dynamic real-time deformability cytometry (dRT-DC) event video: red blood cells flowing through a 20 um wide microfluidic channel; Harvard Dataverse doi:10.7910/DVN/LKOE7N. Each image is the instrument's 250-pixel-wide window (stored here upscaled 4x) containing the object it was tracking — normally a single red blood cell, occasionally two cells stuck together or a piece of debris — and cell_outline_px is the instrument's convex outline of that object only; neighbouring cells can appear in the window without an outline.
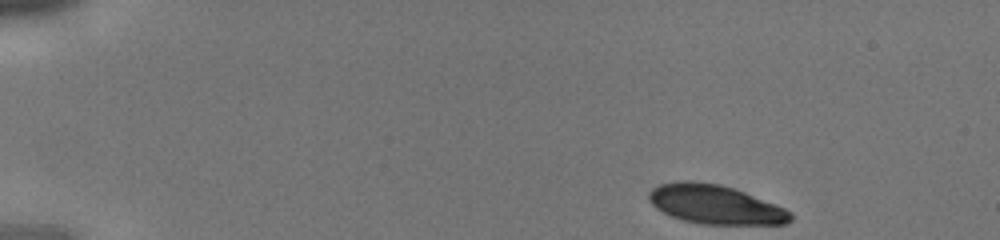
{"species": "human", "species_latin": "Homo sapiens", "temperature_condition": "cold", "stored_images_in_passage": 37, "camera_frame_rate_fps": 3000, "um_per_image_px": 0.085, "donor": {"sex": "male"}, "frame": {"image": 1, "passage_image": 1, "time_ms": 0.0, "image_size_px": [1000, 240], "cell_outline_px": [[792, 220], [784, 224], [700, 224], [684, 220], [672, 216], [656, 208], [648, 200], [648, 192], [652, 188], [660, 184], [680, 180], [688, 180], [720, 184], [744, 192], [776, 204], [792, 212]], "centroid_in_image_um": [60.78, 17.37], "position_along_channel_um": 24.2, "area_um2": 32.19}}
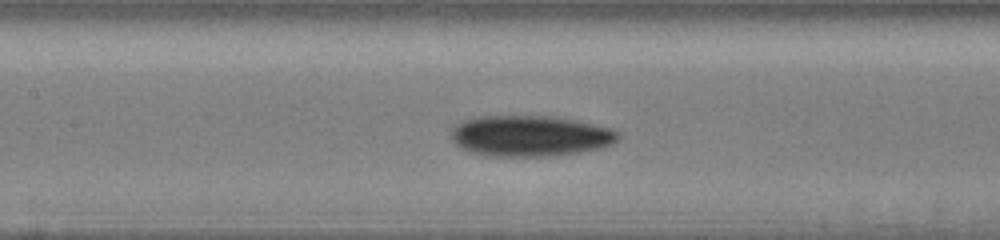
{"frame": {"image": 2, "passage_image": 16, "time_ms": 5.0, "image_size_px": [1000, 240], "cell_outline_px": [[620, 136], [612, 144], [604, 148], [580, 152], [552, 156], [484, 156], [460, 148], [452, 140], [448, 132], [460, 120], [476, 116], [556, 116], [576, 120], [612, 128], [620, 132]], "centroid_in_image_um": [45.04, 11.55], "position_along_channel_um": 162.4, "area_um2": 40.52}}
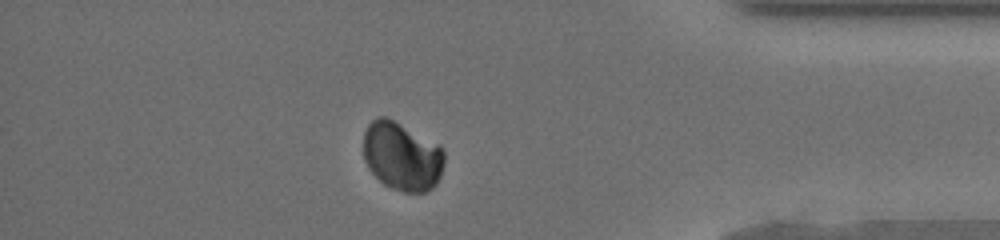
{"frame": {"image": 3, "passage_image": 32, "time_ms": 10.333, "image_size_px": [1000, 240], "cell_outline_px": [[444, 164], [440, 176], [436, 184], [432, 188], [424, 192], [404, 192], [392, 188], [384, 184], [368, 168], [364, 160], [364, 132], [368, 124], [376, 116], [384, 116], [440, 144], [444, 148]], "centroid_in_image_um": [34.18, 13.28], "position_along_channel_um": 401.0, "area_um2": 32.37}}